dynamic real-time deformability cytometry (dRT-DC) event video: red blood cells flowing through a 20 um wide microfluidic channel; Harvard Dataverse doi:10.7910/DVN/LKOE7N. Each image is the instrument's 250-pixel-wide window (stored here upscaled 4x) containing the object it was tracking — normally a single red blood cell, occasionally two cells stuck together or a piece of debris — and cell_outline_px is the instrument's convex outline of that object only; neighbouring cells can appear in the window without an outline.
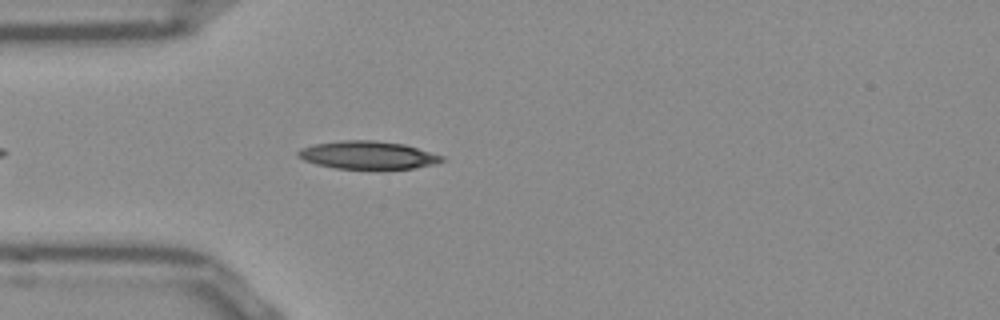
{"species": "Egyptian fruit bat (a non-hibernating species)", "species_latin": "Rousettus aegyptiacus", "temperature_condition": "room temperature", "stored_images_in_passage": 35, "camera_frame_rate_fps": 3000, "um_per_image_px": 0.085, "frame": {"image": 1, "passage_image": 3, "time_ms": 0.667, "image_size_px": [1000, 320], "cell_outline_px": [[444, 160], [432, 164], [416, 168], [336, 168], [316, 164], [304, 160], [296, 156], [296, 152], [300, 148], [312, 144], [340, 140], [376, 140], [404, 144], [444, 156]], "centroid_in_image_um": [31.21, 13.16], "position_along_channel_um": 53.8, "area_um2": 23.29}}
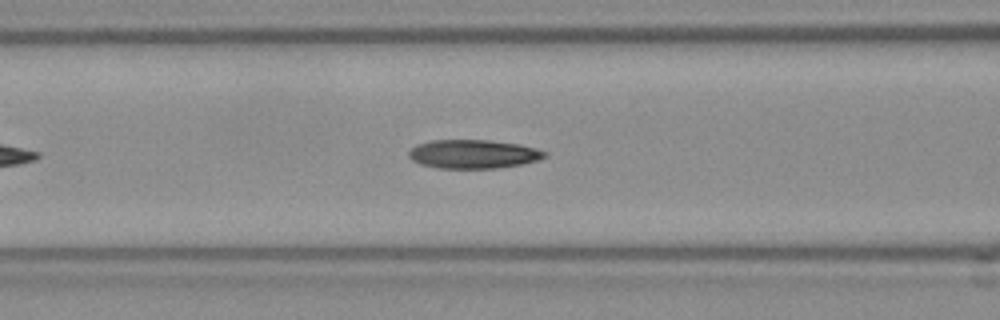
{"frame": {"image": 2, "passage_image": 9, "time_ms": 2.667, "image_size_px": [1000, 320], "cell_outline_px": [[548, 156], [536, 160], [520, 164], [496, 168], [440, 168], [420, 164], [412, 160], [408, 156], [408, 152], [416, 144], [432, 140], [488, 140], [520, 144], [536, 148], [548, 152]], "centroid_in_image_um": [40.23, 13.09], "position_along_channel_um": 126.4, "area_um2": 22.77}}
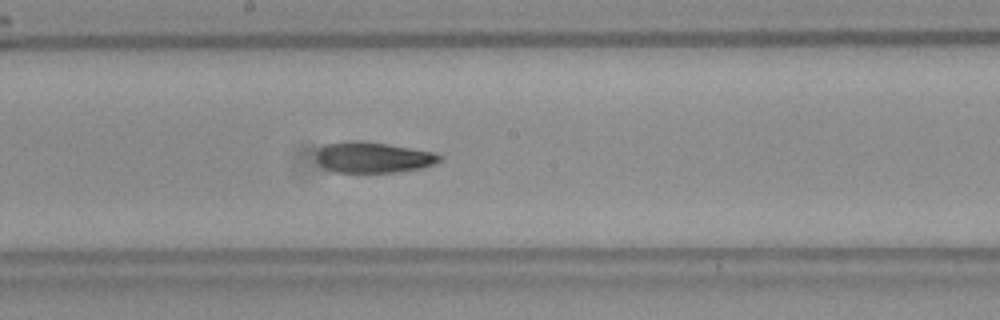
{"frame": {"image": 3, "passage_image": 16, "time_ms": 5.0, "image_size_px": [1000, 320], "cell_outline_px": [[444, 156], [440, 160], [432, 164], [420, 168], [392, 172], [332, 172], [324, 168], [316, 160], [316, 152], [324, 144], [348, 140], [360, 140], [388, 144], [436, 152]], "centroid_in_image_um": [31.68, 13.36], "position_along_channel_um": 216.5, "area_um2": 22.31}, "authors_computed_cell_mechanics": {"area_um2": 22.6576, "velocity_mm_per_s": 3.8598, "shape_relaxation_time_tau1_ms": 4.3276, "shape_relaxation_time_tau2_ms": 4.8745, "deformation_change_tau1": 0.1832, "deformation_change_tau2": 0.1347}}